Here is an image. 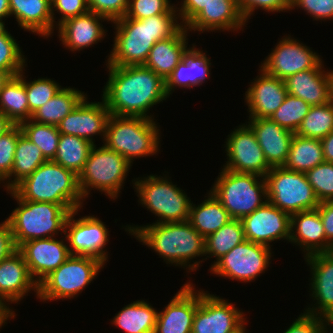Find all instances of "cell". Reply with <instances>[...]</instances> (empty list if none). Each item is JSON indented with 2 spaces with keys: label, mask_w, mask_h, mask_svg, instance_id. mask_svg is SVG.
<instances>
[{
  "label": "cell",
  "mask_w": 333,
  "mask_h": 333,
  "mask_svg": "<svg viewBox=\"0 0 333 333\" xmlns=\"http://www.w3.org/2000/svg\"><path fill=\"white\" fill-rule=\"evenodd\" d=\"M87 3L89 11L106 18L107 22L125 17L129 6V0H87Z\"/></svg>",
  "instance_id": "48"
},
{
  "label": "cell",
  "mask_w": 333,
  "mask_h": 333,
  "mask_svg": "<svg viewBox=\"0 0 333 333\" xmlns=\"http://www.w3.org/2000/svg\"><path fill=\"white\" fill-rule=\"evenodd\" d=\"M22 134L20 125H14L0 137V181L11 174L18 137Z\"/></svg>",
  "instance_id": "46"
},
{
  "label": "cell",
  "mask_w": 333,
  "mask_h": 333,
  "mask_svg": "<svg viewBox=\"0 0 333 333\" xmlns=\"http://www.w3.org/2000/svg\"><path fill=\"white\" fill-rule=\"evenodd\" d=\"M131 166L121 154L108 149L104 144L97 149L94 144L83 170L78 175V185L83 198H87L90 189L94 188L114 200L121 192Z\"/></svg>",
  "instance_id": "8"
},
{
  "label": "cell",
  "mask_w": 333,
  "mask_h": 333,
  "mask_svg": "<svg viewBox=\"0 0 333 333\" xmlns=\"http://www.w3.org/2000/svg\"><path fill=\"white\" fill-rule=\"evenodd\" d=\"M125 230L136 236L139 242L150 247L166 260V263L181 265L194 271L200 262L190 264L191 259L205 256V238L196 231L190 222L152 223L144 226H126ZM189 264V265H188Z\"/></svg>",
  "instance_id": "3"
},
{
  "label": "cell",
  "mask_w": 333,
  "mask_h": 333,
  "mask_svg": "<svg viewBox=\"0 0 333 333\" xmlns=\"http://www.w3.org/2000/svg\"><path fill=\"white\" fill-rule=\"evenodd\" d=\"M326 234V252L333 251V201L320 202L316 208Z\"/></svg>",
  "instance_id": "53"
},
{
  "label": "cell",
  "mask_w": 333,
  "mask_h": 333,
  "mask_svg": "<svg viewBox=\"0 0 333 333\" xmlns=\"http://www.w3.org/2000/svg\"><path fill=\"white\" fill-rule=\"evenodd\" d=\"M66 244L63 239L56 240L52 237L26 241L18 247L37 284L71 256Z\"/></svg>",
  "instance_id": "18"
},
{
  "label": "cell",
  "mask_w": 333,
  "mask_h": 333,
  "mask_svg": "<svg viewBox=\"0 0 333 333\" xmlns=\"http://www.w3.org/2000/svg\"><path fill=\"white\" fill-rule=\"evenodd\" d=\"M93 145L84 138L60 134L56 155L52 161L79 175Z\"/></svg>",
  "instance_id": "38"
},
{
  "label": "cell",
  "mask_w": 333,
  "mask_h": 333,
  "mask_svg": "<svg viewBox=\"0 0 333 333\" xmlns=\"http://www.w3.org/2000/svg\"><path fill=\"white\" fill-rule=\"evenodd\" d=\"M333 71L313 68L300 71L285 79L288 94L303 99L311 106L330 102Z\"/></svg>",
  "instance_id": "27"
},
{
  "label": "cell",
  "mask_w": 333,
  "mask_h": 333,
  "mask_svg": "<svg viewBox=\"0 0 333 333\" xmlns=\"http://www.w3.org/2000/svg\"><path fill=\"white\" fill-rule=\"evenodd\" d=\"M109 79L103 89L102 99L111 115H147L150 107L163 102L169 96L166 81L144 65H108Z\"/></svg>",
  "instance_id": "1"
},
{
  "label": "cell",
  "mask_w": 333,
  "mask_h": 333,
  "mask_svg": "<svg viewBox=\"0 0 333 333\" xmlns=\"http://www.w3.org/2000/svg\"><path fill=\"white\" fill-rule=\"evenodd\" d=\"M327 325L333 326V322L304 312L283 333H328Z\"/></svg>",
  "instance_id": "49"
},
{
  "label": "cell",
  "mask_w": 333,
  "mask_h": 333,
  "mask_svg": "<svg viewBox=\"0 0 333 333\" xmlns=\"http://www.w3.org/2000/svg\"><path fill=\"white\" fill-rule=\"evenodd\" d=\"M26 95L29 103V111L33 114L39 107L55 96L62 87L50 78H38L37 80L26 82L24 78Z\"/></svg>",
  "instance_id": "44"
},
{
  "label": "cell",
  "mask_w": 333,
  "mask_h": 333,
  "mask_svg": "<svg viewBox=\"0 0 333 333\" xmlns=\"http://www.w3.org/2000/svg\"><path fill=\"white\" fill-rule=\"evenodd\" d=\"M85 97L58 125L61 134L84 138L94 144L92 136L102 135L105 139L110 111L105 101L89 103Z\"/></svg>",
  "instance_id": "19"
},
{
  "label": "cell",
  "mask_w": 333,
  "mask_h": 333,
  "mask_svg": "<svg viewBox=\"0 0 333 333\" xmlns=\"http://www.w3.org/2000/svg\"><path fill=\"white\" fill-rule=\"evenodd\" d=\"M158 311L144 300L125 306L113 318V325L125 333H154Z\"/></svg>",
  "instance_id": "34"
},
{
  "label": "cell",
  "mask_w": 333,
  "mask_h": 333,
  "mask_svg": "<svg viewBox=\"0 0 333 333\" xmlns=\"http://www.w3.org/2000/svg\"><path fill=\"white\" fill-rule=\"evenodd\" d=\"M11 191L23 200L69 205L74 210H80L84 200L78 175L52 160L40 165Z\"/></svg>",
  "instance_id": "4"
},
{
  "label": "cell",
  "mask_w": 333,
  "mask_h": 333,
  "mask_svg": "<svg viewBox=\"0 0 333 333\" xmlns=\"http://www.w3.org/2000/svg\"><path fill=\"white\" fill-rule=\"evenodd\" d=\"M219 174L210 191L232 219H242L268 201L264 177L252 173L234 172L225 168H222Z\"/></svg>",
  "instance_id": "7"
},
{
  "label": "cell",
  "mask_w": 333,
  "mask_h": 333,
  "mask_svg": "<svg viewBox=\"0 0 333 333\" xmlns=\"http://www.w3.org/2000/svg\"><path fill=\"white\" fill-rule=\"evenodd\" d=\"M187 32L186 27L182 26L173 36L157 41L151 48L144 66L166 81L189 49Z\"/></svg>",
  "instance_id": "29"
},
{
  "label": "cell",
  "mask_w": 333,
  "mask_h": 333,
  "mask_svg": "<svg viewBox=\"0 0 333 333\" xmlns=\"http://www.w3.org/2000/svg\"><path fill=\"white\" fill-rule=\"evenodd\" d=\"M10 77L11 76L7 72L0 70V92H1L4 84L9 80Z\"/></svg>",
  "instance_id": "60"
},
{
  "label": "cell",
  "mask_w": 333,
  "mask_h": 333,
  "mask_svg": "<svg viewBox=\"0 0 333 333\" xmlns=\"http://www.w3.org/2000/svg\"><path fill=\"white\" fill-rule=\"evenodd\" d=\"M18 45L5 25H0V70L11 77L18 75L26 66V59Z\"/></svg>",
  "instance_id": "43"
},
{
  "label": "cell",
  "mask_w": 333,
  "mask_h": 333,
  "mask_svg": "<svg viewBox=\"0 0 333 333\" xmlns=\"http://www.w3.org/2000/svg\"><path fill=\"white\" fill-rule=\"evenodd\" d=\"M78 209L72 211L65 223L64 236L69 242L71 255L90 256L106 263L108 255L103 248L109 242L108 229L95 216H85L78 220L73 217Z\"/></svg>",
  "instance_id": "14"
},
{
  "label": "cell",
  "mask_w": 333,
  "mask_h": 333,
  "mask_svg": "<svg viewBox=\"0 0 333 333\" xmlns=\"http://www.w3.org/2000/svg\"><path fill=\"white\" fill-rule=\"evenodd\" d=\"M304 250V255L326 252V234L317 209L291 215L290 240Z\"/></svg>",
  "instance_id": "28"
},
{
  "label": "cell",
  "mask_w": 333,
  "mask_h": 333,
  "mask_svg": "<svg viewBox=\"0 0 333 333\" xmlns=\"http://www.w3.org/2000/svg\"><path fill=\"white\" fill-rule=\"evenodd\" d=\"M320 141L325 162L333 163V130Z\"/></svg>",
  "instance_id": "56"
},
{
  "label": "cell",
  "mask_w": 333,
  "mask_h": 333,
  "mask_svg": "<svg viewBox=\"0 0 333 333\" xmlns=\"http://www.w3.org/2000/svg\"><path fill=\"white\" fill-rule=\"evenodd\" d=\"M297 41L289 36L281 39L261 63L260 69L270 76L285 80L300 71L323 68L320 56Z\"/></svg>",
  "instance_id": "15"
},
{
  "label": "cell",
  "mask_w": 333,
  "mask_h": 333,
  "mask_svg": "<svg viewBox=\"0 0 333 333\" xmlns=\"http://www.w3.org/2000/svg\"><path fill=\"white\" fill-rule=\"evenodd\" d=\"M10 16L9 0H0V25H4L3 18Z\"/></svg>",
  "instance_id": "59"
},
{
  "label": "cell",
  "mask_w": 333,
  "mask_h": 333,
  "mask_svg": "<svg viewBox=\"0 0 333 333\" xmlns=\"http://www.w3.org/2000/svg\"><path fill=\"white\" fill-rule=\"evenodd\" d=\"M22 134L34 143L47 161L53 160L60 137L57 126L38 123L32 119L20 124Z\"/></svg>",
  "instance_id": "40"
},
{
  "label": "cell",
  "mask_w": 333,
  "mask_h": 333,
  "mask_svg": "<svg viewBox=\"0 0 333 333\" xmlns=\"http://www.w3.org/2000/svg\"><path fill=\"white\" fill-rule=\"evenodd\" d=\"M333 130V105L311 106L295 134L312 139L322 140Z\"/></svg>",
  "instance_id": "41"
},
{
  "label": "cell",
  "mask_w": 333,
  "mask_h": 333,
  "mask_svg": "<svg viewBox=\"0 0 333 333\" xmlns=\"http://www.w3.org/2000/svg\"><path fill=\"white\" fill-rule=\"evenodd\" d=\"M104 263L90 256L71 255L38 284L37 298L43 301L71 299L93 279Z\"/></svg>",
  "instance_id": "9"
},
{
  "label": "cell",
  "mask_w": 333,
  "mask_h": 333,
  "mask_svg": "<svg viewBox=\"0 0 333 333\" xmlns=\"http://www.w3.org/2000/svg\"><path fill=\"white\" fill-rule=\"evenodd\" d=\"M55 8V9H54ZM54 11L61 13V18L58 19V26L66 19L85 14L89 11L87 0H51V12L54 19Z\"/></svg>",
  "instance_id": "52"
},
{
  "label": "cell",
  "mask_w": 333,
  "mask_h": 333,
  "mask_svg": "<svg viewBox=\"0 0 333 333\" xmlns=\"http://www.w3.org/2000/svg\"><path fill=\"white\" fill-rule=\"evenodd\" d=\"M245 239L270 247L274 240H290L291 216L269 201L241 219Z\"/></svg>",
  "instance_id": "17"
},
{
  "label": "cell",
  "mask_w": 333,
  "mask_h": 333,
  "mask_svg": "<svg viewBox=\"0 0 333 333\" xmlns=\"http://www.w3.org/2000/svg\"><path fill=\"white\" fill-rule=\"evenodd\" d=\"M34 290L38 295V284L31 277L27 263L17 249L9 257L0 261V300L17 303Z\"/></svg>",
  "instance_id": "24"
},
{
  "label": "cell",
  "mask_w": 333,
  "mask_h": 333,
  "mask_svg": "<svg viewBox=\"0 0 333 333\" xmlns=\"http://www.w3.org/2000/svg\"><path fill=\"white\" fill-rule=\"evenodd\" d=\"M86 96L74 88H62L55 96L39 107L32 120L57 126Z\"/></svg>",
  "instance_id": "35"
},
{
  "label": "cell",
  "mask_w": 333,
  "mask_h": 333,
  "mask_svg": "<svg viewBox=\"0 0 333 333\" xmlns=\"http://www.w3.org/2000/svg\"><path fill=\"white\" fill-rule=\"evenodd\" d=\"M46 161L41 150L21 134L18 137L11 174L6 178L8 181L5 184L7 191H11L19 182L31 175ZM12 177L14 180L10 181Z\"/></svg>",
  "instance_id": "37"
},
{
  "label": "cell",
  "mask_w": 333,
  "mask_h": 333,
  "mask_svg": "<svg viewBox=\"0 0 333 333\" xmlns=\"http://www.w3.org/2000/svg\"><path fill=\"white\" fill-rule=\"evenodd\" d=\"M8 193L19 205L7 218L17 248L26 241L52 238L65 231L66 220L74 211L69 205L23 200L12 191Z\"/></svg>",
  "instance_id": "5"
},
{
  "label": "cell",
  "mask_w": 333,
  "mask_h": 333,
  "mask_svg": "<svg viewBox=\"0 0 333 333\" xmlns=\"http://www.w3.org/2000/svg\"><path fill=\"white\" fill-rule=\"evenodd\" d=\"M264 178L268 201L290 216L320 204L305 173L272 167Z\"/></svg>",
  "instance_id": "11"
},
{
  "label": "cell",
  "mask_w": 333,
  "mask_h": 333,
  "mask_svg": "<svg viewBox=\"0 0 333 333\" xmlns=\"http://www.w3.org/2000/svg\"><path fill=\"white\" fill-rule=\"evenodd\" d=\"M155 175L134 180L142 206L160 217L156 223L182 222L189 219L191 200L170 179Z\"/></svg>",
  "instance_id": "10"
},
{
  "label": "cell",
  "mask_w": 333,
  "mask_h": 333,
  "mask_svg": "<svg viewBox=\"0 0 333 333\" xmlns=\"http://www.w3.org/2000/svg\"><path fill=\"white\" fill-rule=\"evenodd\" d=\"M310 108L311 105L303 99L287 94L281 106L270 116V119L283 128L296 133Z\"/></svg>",
  "instance_id": "42"
},
{
  "label": "cell",
  "mask_w": 333,
  "mask_h": 333,
  "mask_svg": "<svg viewBox=\"0 0 333 333\" xmlns=\"http://www.w3.org/2000/svg\"><path fill=\"white\" fill-rule=\"evenodd\" d=\"M159 129L153 119L110 115L104 145L121 154L130 164L133 159L154 155L160 150Z\"/></svg>",
  "instance_id": "6"
},
{
  "label": "cell",
  "mask_w": 333,
  "mask_h": 333,
  "mask_svg": "<svg viewBox=\"0 0 333 333\" xmlns=\"http://www.w3.org/2000/svg\"><path fill=\"white\" fill-rule=\"evenodd\" d=\"M100 20L107 19L88 11L60 23L56 28H59L58 36L64 47H68L71 51H79L98 43L106 35Z\"/></svg>",
  "instance_id": "26"
},
{
  "label": "cell",
  "mask_w": 333,
  "mask_h": 333,
  "mask_svg": "<svg viewBox=\"0 0 333 333\" xmlns=\"http://www.w3.org/2000/svg\"><path fill=\"white\" fill-rule=\"evenodd\" d=\"M194 289L192 283H185L166 308L158 312L154 333H191L199 305V291Z\"/></svg>",
  "instance_id": "21"
},
{
  "label": "cell",
  "mask_w": 333,
  "mask_h": 333,
  "mask_svg": "<svg viewBox=\"0 0 333 333\" xmlns=\"http://www.w3.org/2000/svg\"><path fill=\"white\" fill-rule=\"evenodd\" d=\"M323 162H325L323 148L319 139L294 134L284 168L306 173Z\"/></svg>",
  "instance_id": "36"
},
{
  "label": "cell",
  "mask_w": 333,
  "mask_h": 333,
  "mask_svg": "<svg viewBox=\"0 0 333 333\" xmlns=\"http://www.w3.org/2000/svg\"><path fill=\"white\" fill-rule=\"evenodd\" d=\"M228 161L223 166L227 170L239 173H252L261 177L270 171L262 148L249 125H240L226 139Z\"/></svg>",
  "instance_id": "16"
},
{
  "label": "cell",
  "mask_w": 333,
  "mask_h": 333,
  "mask_svg": "<svg viewBox=\"0 0 333 333\" xmlns=\"http://www.w3.org/2000/svg\"><path fill=\"white\" fill-rule=\"evenodd\" d=\"M245 239L241 219H231L205 238V256L215 257L214 264ZM209 255V256H208Z\"/></svg>",
  "instance_id": "39"
},
{
  "label": "cell",
  "mask_w": 333,
  "mask_h": 333,
  "mask_svg": "<svg viewBox=\"0 0 333 333\" xmlns=\"http://www.w3.org/2000/svg\"><path fill=\"white\" fill-rule=\"evenodd\" d=\"M260 72L245 92L249 118H270L288 94L284 80Z\"/></svg>",
  "instance_id": "22"
},
{
  "label": "cell",
  "mask_w": 333,
  "mask_h": 333,
  "mask_svg": "<svg viewBox=\"0 0 333 333\" xmlns=\"http://www.w3.org/2000/svg\"><path fill=\"white\" fill-rule=\"evenodd\" d=\"M304 258L312 272L311 296L317 300L316 307H308L305 312L333 322V251Z\"/></svg>",
  "instance_id": "20"
},
{
  "label": "cell",
  "mask_w": 333,
  "mask_h": 333,
  "mask_svg": "<svg viewBox=\"0 0 333 333\" xmlns=\"http://www.w3.org/2000/svg\"><path fill=\"white\" fill-rule=\"evenodd\" d=\"M208 0H183L181 7L176 10L182 26H186L206 5ZM180 9V10H179Z\"/></svg>",
  "instance_id": "55"
},
{
  "label": "cell",
  "mask_w": 333,
  "mask_h": 333,
  "mask_svg": "<svg viewBox=\"0 0 333 333\" xmlns=\"http://www.w3.org/2000/svg\"><path fill=\"white\" fill-rule=\"evenodd\" d=\"M193 45L184 54L183 59L174 68L172 74L166 80V91L168 96L174 88H192L201 85L210 76V58Z\"/></svg>",
  "instance_id": "31"
},
{
  "label": "cell",
  "mask_w": 333,
  "mask_h": 333,
  "mask_svg": "<svg viewBox=\"0 0 333 333\" xmlns=\"http://www.w3.org/2000/svg\"><path fill=\"white\" fill-rule=\"evenodd\" d=\"M237 0H208L205 7L185 26L187 31L233 30L244 26ZM188 27V28H187Z\"/></svg>",
  "instance_id": "23"
},
{
  "label": "cell",
  "mask_w": 333,
  "mask_h": 333,
  "mask_svg": "<svg viewBox=\"0 0 333 333\" xmlns=\"http://www.w3.org/2000/svg\"><path fill=\"white\" fill-rule=\"evenodd\" d=\"M15 124L0 111V137L8 132Z\"/></svg>",
  "instance_id": "58"
},
{
  "label": "cell",
  "mask_w": 333,
  "mask_h": 333,
  "mask_svg": "<svg viewBox=\"0 0 333 333\" xmlns=\"http://www.w3.org/2000/svg\"><path fill=\"white\" fill-rule=\"evenodd\" d=\"M302 8L315 20H333V0H292L291 9Z\"/></svg>",
  "instance_id": "51"
},
{
  "label": "cell",
  "mask_w": 333,
  "mask_h": 333,
  "mask_svg": "<svg viewBox=\"0 0 333 333\" xmlns=\"http://www.w3.org/2000/svg\"><path fill=\"white\" fill-rule=\"evenodd\" d=\"M15 313L12 311L8 305L6 306L1 300H0V328L2 325L6 323L7 319L14 318Z\"/></svg>",
  "instance_id": "57"
},
{
  "label": "cell",
  "mask_w": 333,
  "mask_h": 333,
  "mask_svg": "<svg viewBox=\"0 0 333 333\" xmlns=\"http://www.w3.org/2000/svg\"><path fill=\"white\" fill-rule=\"evenodd\" d=\"M17 249L10 225L5 219L0 223V261L9 257Z\"/></svg>",
  "instance_id": "54"
},
{
  "label": "cell",
  "mask_w": 333,
  "mask_h": 333,
  "mask_svg": "<svg viewBox=\"0 0 333 333\" xmlns=\"http://www.w3.org/2000/svg\"><path fill=\"white\" fill-rule=\"evenodd\" d=\"M231 219L228 211L210 191L207 199L201 204L198 206L191 204L188 221L201 236L206 238L227 224Z\"/></svg>",
  "instance_id": "32"
},
{
  "label": "cell",
  "mask_w": 333,
  "mask_h": 333,
  "mask_svg": "<svg viewBox=\"0 0 333 333\" xmlns=\"http://www.w3.org/2000/svg\"><path fill=\"white\" fill-rule=\"evenodd\" d=\"M305 174L319 202L333 201V163L323 162Z\"/></svg>",
  "instance_id": "45"
},
{
  "label": "cell",
  "mask_w": 333,
  "mask_h": 333,
  "mask_svg": "<svg viewBox=\"0 0 333 333\" xmlns=\"http://www.w3.org/2000/svg\"><path fill=\"white\" fill-rule=\"evenodd\" d=\"M245 21L250 18L255 9L261 8L266 12L291 10L292 0H237ZM258 7V8H257Z\"/></svg>",
  "instance_id": "50"
},
{
  "label": "cell",
  "mask_w": 333,
  "mask_h": 333,
  "mask_svg": "<svg viewBox=\"0 0 333 333\" xmlns=\"http://www.w3.org/2000/svg\"><path fill=\"white\" fill-rule=\"evenodd\" d=\"M23 77V70L10 77L0 92V111L15 125L32 118Z\"/></svg>",
  "instance_id": "33"
},
{
  "label": "cell",
  "mask_w": 333,
  "mask_h": 333,
  "mask_svg": "<svg viewBox=\"0 0 333 333\" xmlns=\"http://www.w3.org/2000/svg\"><path fill=\"white\" fill-rule=\"evenodd\" d=\"M169 0H129L127 18L143 20L150 16L166 14L172 8Z\"/></svg>",
  "instance_id": "47"
},
{
  "label": "cell",
  "mask_w": 333,
  "mask_h": 333,
  "mask_svg": "<svg viewBox=\"0 0 333 333\" xmlns=\"http://www.w3.org/2000/svg\"><path fill=\"white\" fill-rule=\"evenodd\" d=\"M10 15L19 26L42 37L52 35L55 23L51 12V0H9Z\"/></svg>",
  "instance_id": "30"
},
{
  "label": "cell",
  "mask_w": 333,
  "mask_h": 333,
  "mask_svg": "<svg viewBox=\"0 0 333 333\" xmlns=\"http://www.w3.org/2000/svg\"><path fill=\"white\" fill-rule=\"evenodd\" d=\"M270 251L271 247L244 240L212 264L210 270L225 278L252 282L269 266Z\"/></svg>",
  "instance_id": "12"
},
{
  "label": "cell",
  "mask_w": 333,
  "mask_h": 333,
  "mask_svg": "<svg viewBox=\"0 0 333 333\" xmlns=\"http://www.w3.org/2000/svg\"><path fill=\"white\" fill-rule=\"evenodd\" d=\"M244 313L232 303L199 290L191 333H242L245 330Z\"/></svg>",
  "instance_id": "13"
},
{
  "label": "cell",
  "mask_w": 333,
  "mask_h": 333,
  "mask_svg": "<svg viewBox=\"0 0 333 333\" xmlns=\"http://www.w3.org/2000/svg\"><path fill=\"white\" fill-rule=\"evenodd\" d=\"M249 120L248 125L255 133L268 165L271 168L283 166L295 133L270 118H249Z\"/></svg>",
  "instance_id": "25"
},
{
  "label": "cell",
  "mask_w": 333,
  "mask_h": 333,
  "mask_svg": "<svg viewBox=\"0 0 333 333\" xmlns=\"http://www.w3.org/2000/svg\"><path fill=\"white\" fill-rule=\"evenodd\" d=\"M177 7L166 14L150 16L143 20L122 17L114 21L116 36L107 65H144L153 45L173 36L181 27Z\"/></svg>",
  "instance_id": "2"
}]
</instances>
